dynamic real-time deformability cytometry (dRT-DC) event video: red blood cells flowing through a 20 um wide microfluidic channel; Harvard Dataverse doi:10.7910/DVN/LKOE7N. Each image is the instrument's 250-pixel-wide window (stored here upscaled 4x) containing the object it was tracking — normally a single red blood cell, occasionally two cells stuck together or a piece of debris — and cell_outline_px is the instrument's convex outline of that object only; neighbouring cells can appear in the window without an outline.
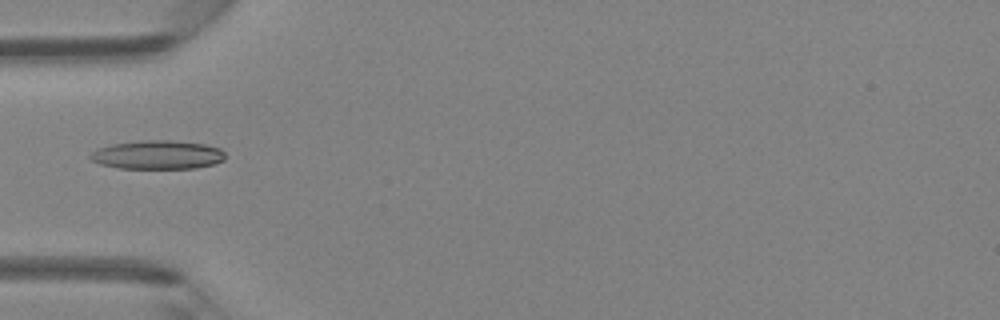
{"species": "Egyptian fruit bat (a non-hibernating species)", "species_latin": "Rousettus aegyptiacus", "temperature_condition": "room temperature", "stored_images_in_passage": 5, "camera_frame_rate_fps": 3000, "um_per_image_px": 0.085, "animal": {"sex": "female"}, "frame": {"image": 1, "passage_image": 4, "time_ms": 4.333, "image_size_px": [1000, 320], "cell_outline_px": [[224, 160], [212, 164], [196, 168], [120, 168], [100, 164], [92, 160], [88, 156], [96, 148], [112, 144], [140, 140], [172, 140], [204, 144], [220, 148], [224, 152]], "centroid_in_image_um": [13.37, 13.15], "position_along_channel_um": 71.6, "area_um2": 22.6}}
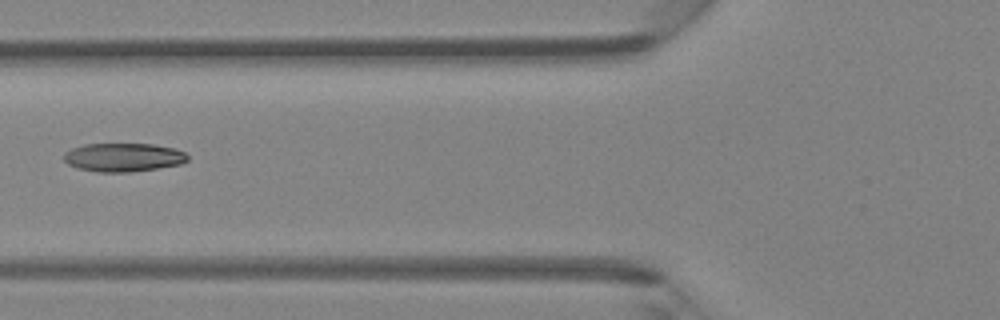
{"frame": {"image": 2, "passage_image": 5, "time_ms": 5.333, "image_size_px": [1000, 320], "cell_outline_px": [[188, 160], [180, 164], [132, 172], [96, 172], [76, 168], [68, 164], [64, 160], [64, 152], [72, 148], [84, 144], [152, 144], [176, 148], [184, 152], [188, 156]], "centroid_in_image_um": [10.47, 13.37], "position_along_channel_um": 115.3, "area_um2": 20.69}}